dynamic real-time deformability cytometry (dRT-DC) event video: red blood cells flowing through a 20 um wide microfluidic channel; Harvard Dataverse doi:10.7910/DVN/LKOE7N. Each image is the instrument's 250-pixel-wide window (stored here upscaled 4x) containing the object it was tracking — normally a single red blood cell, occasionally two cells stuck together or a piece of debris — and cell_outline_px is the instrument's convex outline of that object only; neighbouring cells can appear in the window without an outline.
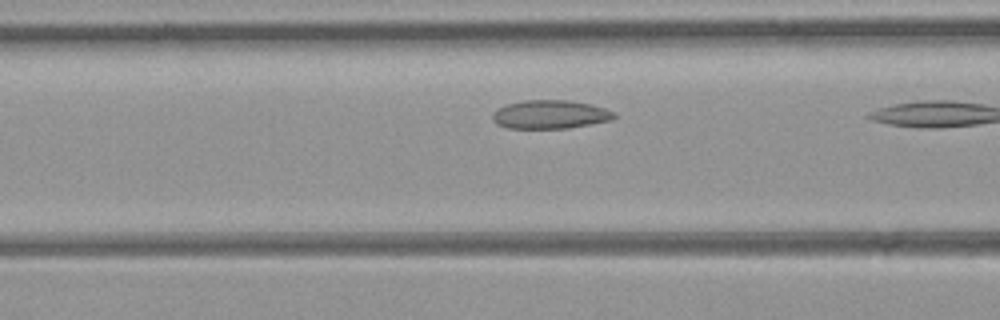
{"species": "common noctule bat (a hibernating species)", "species_latin": "Nyctalus noctula", "temperature_condition": "room temperature", "stored_images_in_passage": 9, "camera_frame_rate_fps": 3000, "um_per_image_px": 0.085, "animal": {"sex": "female", "body_mass_g": 21.9}, "frame": {"image": 1, "passage_image": 8, "time_ms": 2.333, "image_size_px": [1000, 320], "cell_outline_px": [[616, 116], [612, 120], [568, 128], [508, 128], [496, 124], [492, 120], [492, 112], [496, 108], [508, 104], [524, 100], [568, 100], [592, 104], [604, 108], [612, 112]], "centroid_in_image_um": [46.72, 9.72], "position_along_channel_um": 119.9, "area_um2": 20.29}}